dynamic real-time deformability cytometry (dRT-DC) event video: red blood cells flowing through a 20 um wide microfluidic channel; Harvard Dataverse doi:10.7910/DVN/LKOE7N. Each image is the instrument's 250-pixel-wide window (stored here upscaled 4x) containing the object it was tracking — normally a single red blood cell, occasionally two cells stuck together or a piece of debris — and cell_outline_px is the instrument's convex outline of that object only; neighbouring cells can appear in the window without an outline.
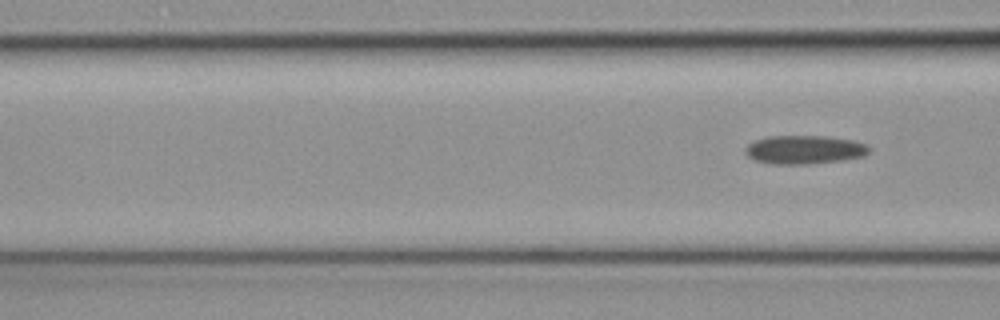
{"species": "common noctule bat (a hibernating species)", "species_latin": "Nyctalus noctula", "temperature_condition": "cold", "stored_images_in_passage": 4, "camera_frame_rate_fps": 3000, "um_per_image_px": 0.085, "animal": {"sex": "female", "body_mass_g": 19.3, "forearm_length_mm": 54.1}, "frame": {"image": 1, "passage_image": 4, "time_ms": 1.0, "image_size_px": [1000, 320], "cell_outline_px": [[868, 152], [864, 156], [844, 160], [804, 164], [772, 164], [756, 160], [748, 156], [744, 152], [744, 148], [748, 144], [756, 140], [768, 136], [828, 136], [852, 140], [864, 144], [868, 148]], "centroid_in_image_um": [68.34, 12.72], "position_along_channel_um": 98.3, "area_um2": 20.52}}